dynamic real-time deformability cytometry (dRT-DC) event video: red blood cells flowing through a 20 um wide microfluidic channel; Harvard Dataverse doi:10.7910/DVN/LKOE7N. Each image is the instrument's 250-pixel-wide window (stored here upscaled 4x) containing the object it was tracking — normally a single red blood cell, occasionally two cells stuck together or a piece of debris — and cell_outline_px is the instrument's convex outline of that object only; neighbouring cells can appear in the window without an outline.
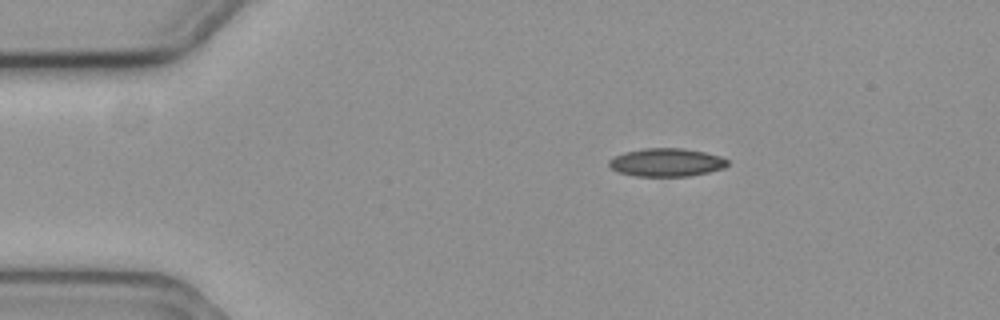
{"species": "common noctule bat (a hibernating species)", "species_latin": "Nyctalus noctula", "temperature_condition": "cold", "stored_images_in_passage": 42, "camera_frame_rate_fps": 3000, "um_per_image_px": 0.085, "animal": {"sex": "female", "body_mass_g": 19.3, "forearm_length_mm": 54.1}, "frame": {"image": 1, "passage_image": 1, "time_ms": 0.0, "image_size_px": [1000, 320], "cell_outline_px": [[728, 164], [724, 168], [708, 172], [688, 176], [636, 176], [620, 172], [612, 168], [608, 164], [608, 160], [624, 152], [644, 148], [684, 148], [704, 152], [720, 156], [728, 160]], "centroid_in_image_um": [56.66, 13.8], "position_along_channel_um": 28.3, "area_um2": 19.36}}
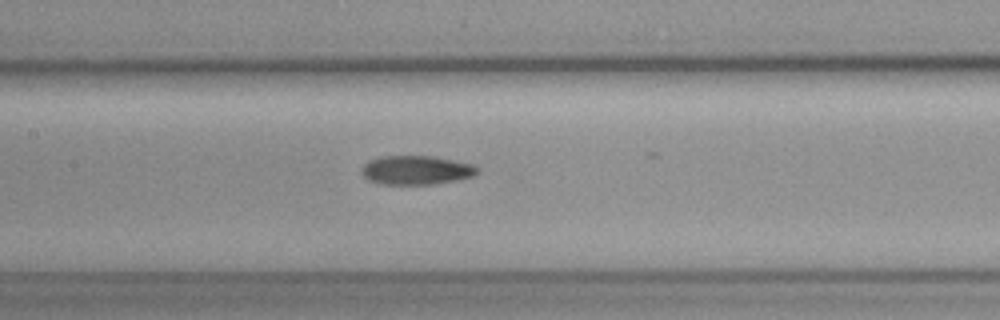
{"frame": {"image": 2, "passage_image": 18, "time_ms": 5.667, "image_size_px": [1000, 320], "cell_outline_px": [[480, 168], [472, 176], [432, 184], [384, 184], [368, 180], [364, 176], [364, 164], [368, 160], [380, 156], [436, 156], [472, 164]], "centroid_in_image_um": [35.38, 14.44], "position_along_channel_um": 172.0, "area_um2": 19.25}}
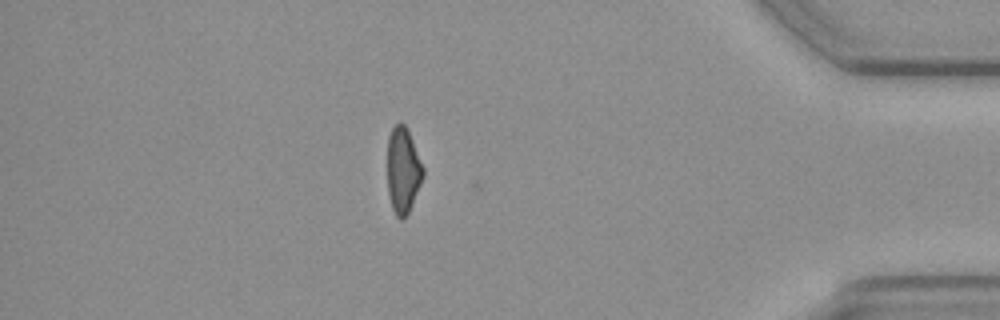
{"frame": {"image": 3, "passage_image": 41, "time_ms": 13.333, "image_size_px": [1000, 320], "cell_outline_px": [[424, 176], [412, 204], [408, 212], [400, 220], [396, 216], [392, 208], [388, 192], [388, 136], [392, 128], [400, 120], [408, 128], [424, 168]], "centroid_in_image_um": [34.26, 14.43], "position_along_channel_um": 400.9, "area_um2": 17.92}, "authors_computed_cell_mechanics": {"area_um2": 19.363, "velocity_mm_per_s": 3.5606, "shape_relaxation_time_tau1_ms": null, "shape_relaxation_time_tau2_ms": 10.7764, "deformation_change_tau1": null, "deformation_change_tau2": 0.1657}}